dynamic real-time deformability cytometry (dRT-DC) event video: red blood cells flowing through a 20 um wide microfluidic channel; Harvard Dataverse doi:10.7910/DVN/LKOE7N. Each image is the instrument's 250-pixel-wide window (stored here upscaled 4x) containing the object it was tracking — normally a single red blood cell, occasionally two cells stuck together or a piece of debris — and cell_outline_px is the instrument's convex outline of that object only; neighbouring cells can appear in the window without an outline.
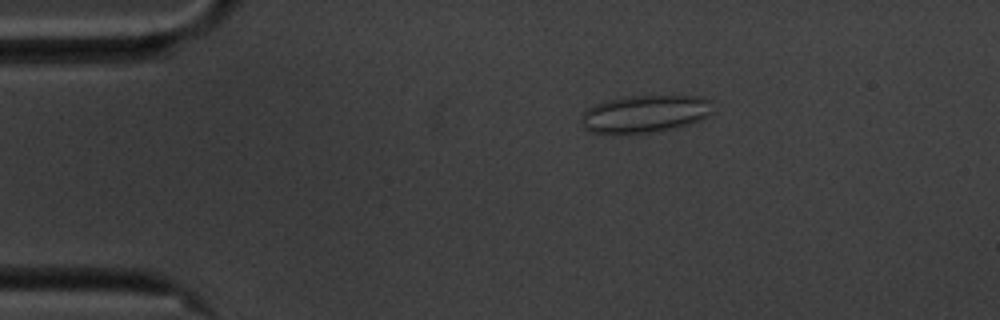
{"species": "common noctule bat (a hibernating species)", "species_latin": "Nyctalus noctula", "temperature_condition": "cold", "stored_images_in_passage": 57, "camera_frame_rate_fps": 3000, "um_per_image_px": 0.085, "animal": {"sex": "male", "body_mass_g": 20.1, "forearm_length_mm": 53.5}, "frame": {"image": 1, "passage_image": 10, "time_ms": 3.0, "image_size_px": [1000, 320], "cell_outline_px": [[712, 112], [700, 120], [676, 128], [648, 132], [592, 132], [584, 128], [580, 120], [580, 116], [588, 108], [596, 104], [608, 100], [624, 96], [700, 96], [712, 100]], "centroid_in_image_um": [54.84, 9.65], "position_along_channel_um": 30.2, "area_um2": 28.38}}
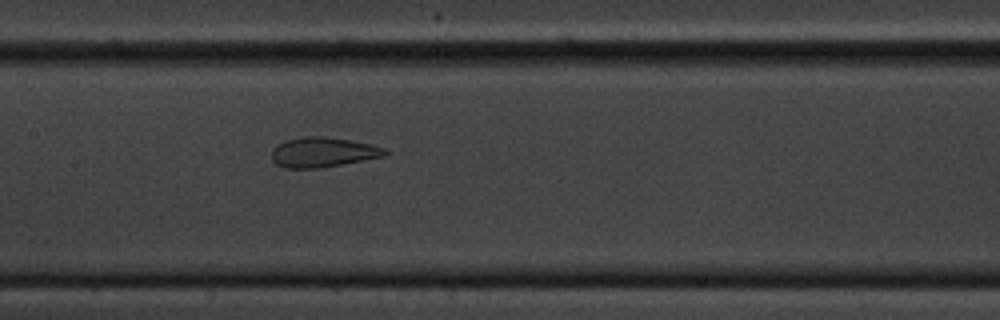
{"frame": {"image": 2, "passage_image": 27, "time_ms": 8.667, "image_size_px": [1000, 320], "cell_outline_px": [[388, 152], [384, 156], [340, 164], [316, 168], [284, 168], [276, 164], [272, 160], [272, 148], [284, 140], [304, 136], [324, 136], [372, 144], [388, 148]], "centroid_in_image_um": [27.43, 12.92], "position_along_channel_um": 180.0, "area_um2": 19.71}}
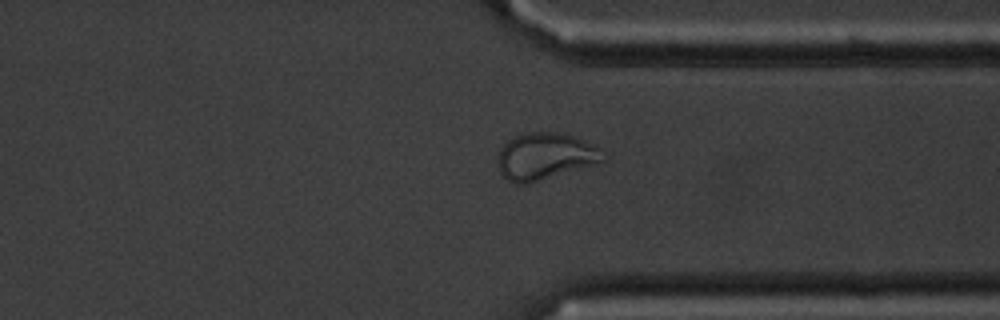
{"frame": {"image": 3, "passage_image": 43, "time_ms": 14.0, "image_size_px": [1000, 320], "cell_outline_px": [[608, 160], [596, 164], [528, 184], [516, 184], [508, 180], [500, 172], [500, 152], [504, 144], [512, 136], [528, 132], [556, 132], [572, 136], [600, 148], [608, 156]], "centroid_in_image_um": [46.39, 13.29], "position_along_channel_um": 365.0, "area_um2": 28.61}, "authors_computed_cell_mechanics": {"area_um2": 27.2238, "velocity_mm_per_s": 3.4872, "shape_relaxation_time_tau1_ms": null, "shape_relaxation_time_tau2_ms": 1.2445, "deformation_change_tau1": null, "deformation_change_tau2": 0.0786}}